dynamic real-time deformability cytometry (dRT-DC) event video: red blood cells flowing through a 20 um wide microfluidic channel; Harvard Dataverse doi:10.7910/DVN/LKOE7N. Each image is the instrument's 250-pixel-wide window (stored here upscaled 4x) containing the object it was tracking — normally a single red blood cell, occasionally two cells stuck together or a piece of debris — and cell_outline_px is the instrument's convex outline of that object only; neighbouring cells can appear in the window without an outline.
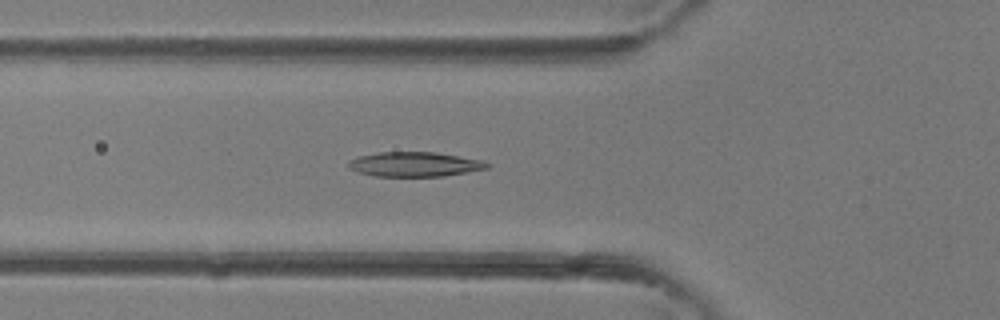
{"species": "common noctule bat (a hibernating species)", "species_latin": "Nyctalus noctula", "temperature_condition": "room temperature", "stored_images_in_passage": 31, "camera_frame_rate_fps": 3000, "um_per_image_px": 0.085, "animal": {"sex": "female"}, "frame": {"image": 1, "passage_image": 6, "time_ms": 1.667, "image_size_px": [1000, 320], "cell_outline_px": [[492, 164], [488, 168], [444, 176], [372, 176], [356, 172], [348, 168], [348, 160], [360, 156], [380, 152], [436, 152], [484, 160]], "centroid_in_image_um": [35.25, 13.96], "position_along_channel_um": 90.6, "area_um2": 20.06}}
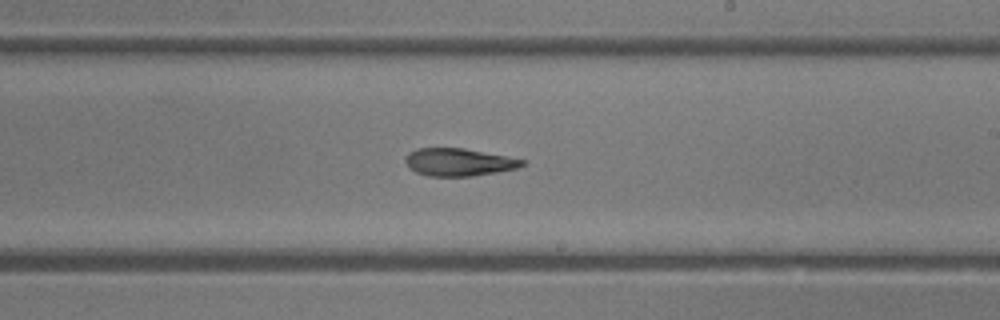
{"frame": {"image": 2, "passage_image": 15, "time_ms": 4.667, "image_size_px": [1000, 320], "cell_outline_px": [[528, 164], [516, 168], [496, 172], [472, 176], [428, 176], [416, 172], [408, 168], [404, 160], [408, 152], [416, 148], [464, 148], [524, 160]], "centroid_in_image_um": [38.94, 13.78], "position_along_channel_um": 250.1, "area_um2": 18.79}}
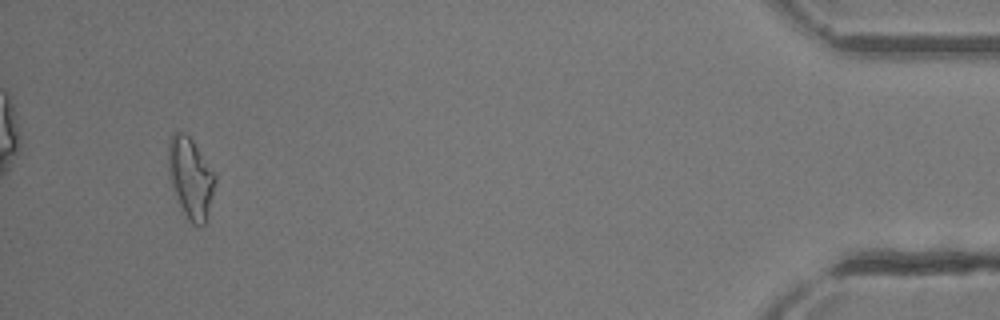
{"frame": {"image": 3, "passage_image": 29, "time_ms": 9.333, "image_size_px": [1000, 320], "cell_outline_px": [[216, 180], [208, 212], [204, 224], [192, 224], [184, 212], [176, 196], [168, 172], [168, 140], [172, 132], [184, 132], [192, 140], [216, 176]], "centroid_in_image_um": [16.18, 15.06], "position_along_channel_um": 419.0, "area_um2": 21.44}}